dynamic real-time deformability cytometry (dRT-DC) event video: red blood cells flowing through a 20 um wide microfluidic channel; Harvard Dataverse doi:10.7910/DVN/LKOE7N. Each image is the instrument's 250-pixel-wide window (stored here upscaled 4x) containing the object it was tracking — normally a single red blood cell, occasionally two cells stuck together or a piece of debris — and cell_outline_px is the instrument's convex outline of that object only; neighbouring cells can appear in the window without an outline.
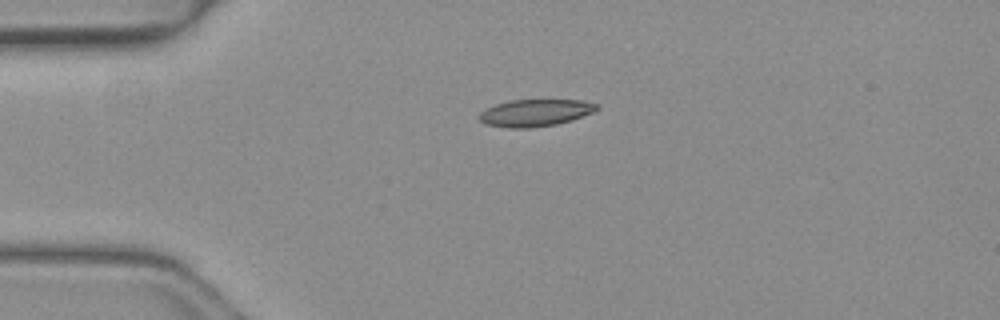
{"species": "common noctule bat (a hibernating species)", "species_latin": "Nyctalus noctula", "temperature_condition": "warm", "stored_images_in_passage": 39, "camera_frame_rate_fps": 3000, "um_per_image_px": 0.085, "animal": {"sex": "female", "body_mass_g": 19.3, "forearm_length_mm": 54.1}, "frame": {"image": 1, "passage_image": 1, "time_ms": 0.0, "image_size_px": [1000, 320], "cell_outline_px": [[600, 108], [592, 112], [572, 120], [556, 124], [532, 128], [508, 128], [484, 124], [480, 120], [480, 112], [496, 104], [512, 100], [580, 100], [600, 104]], "centroid_in_image_um": [45.52, 9.59], "position_along_channel_um": 39.5, "area_um2": 18.5}}
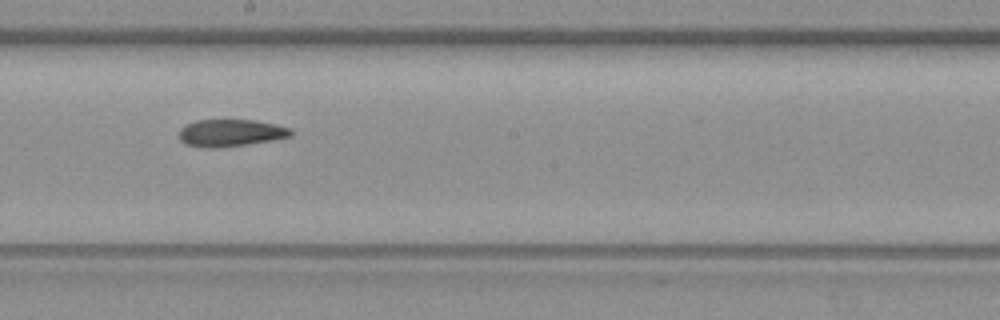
{"frame": {"image": 2, "passage_image": 17, "time_ms": 5.333, "image_size_px": [1000, 320], "cell_outline_px": [[292, 136], [272, 140], [216, 148], [200, 148], [184, 144], [180, 140], [180, 128], [184, 124], [196, 120], [256, 120], [276, 124], [292, 128]], "centroid_in_image_um": [19.58, 11.29], "position_along_channel_um": 228.6, "area_um2": 17.86}}
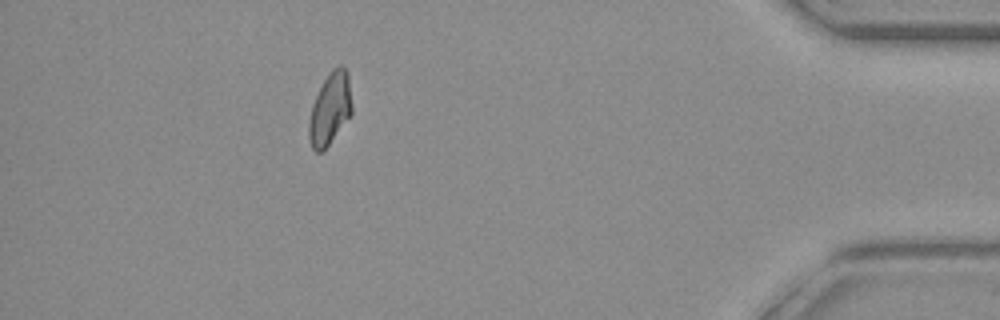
{"frame": {"image": 3, "passage_image": 34, "time_ms": 11.0, "image_size_px": [1000, 320], "cell_outline_px": [[352, 112], [328, 144], [320, 152], [316, 152], [312, 148], [308, 136], [308, 124], [312, 104], [328, 72], [332, 68], [340, 64], [344, 64], [348, 72], [352, 104]], "centroid_in_image_um": [28.05, 9.18], "position_along_channel_um": 407.1, "area_um2": 17.92}, "authors_computed_cell_mechanics": {"area_um2": 18.4382, "velocity_mm_per_s": 4.1104, "shape_relaxation_time_tau1_ms": null, "shape_relaxation_time_tau2_ms": 7.1703, "deformation_change_tau1": null, "deformation_change_tau2": 0.1715}}